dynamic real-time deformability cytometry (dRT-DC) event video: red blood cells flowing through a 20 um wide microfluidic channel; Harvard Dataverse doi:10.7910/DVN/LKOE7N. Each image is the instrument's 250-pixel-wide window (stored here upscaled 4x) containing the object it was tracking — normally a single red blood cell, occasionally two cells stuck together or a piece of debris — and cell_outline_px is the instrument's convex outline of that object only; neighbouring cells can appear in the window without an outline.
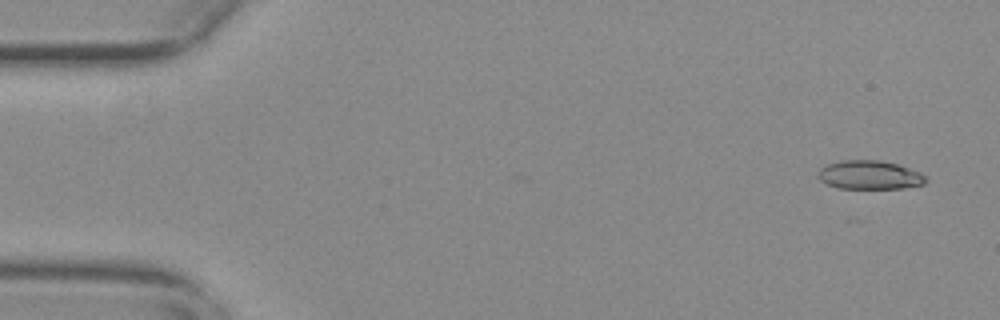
{"species": "common noctule bat (a hibernating species)", "species_latin": "Nyctalus noctula", "temperature_condition": "warm", "stored_images_in_passage": 3, "camera_frame_rate_fps": 3000, "um_per_image_px": 0.085, "animal": {"sex": "female", "body_mass_g": 29.2, "forearm_length_mm": 56.3}, "frame": {"image": 1, "passage_image": 3, "time_ms": 0.667, "image_size_px": [1000, 320], "cell_outline_px": [[928, 180], [924, 184], [904, 188], [836, 188], [820, 180], [816, 176], [820, 168], [828, 164], [840, 160], [880, 160], [896, 164], [920, 172]], "centroid_in_image_um": [73.89, 14.87], "position_along_channel_um": 11.1, "area_um2": 18.03}}